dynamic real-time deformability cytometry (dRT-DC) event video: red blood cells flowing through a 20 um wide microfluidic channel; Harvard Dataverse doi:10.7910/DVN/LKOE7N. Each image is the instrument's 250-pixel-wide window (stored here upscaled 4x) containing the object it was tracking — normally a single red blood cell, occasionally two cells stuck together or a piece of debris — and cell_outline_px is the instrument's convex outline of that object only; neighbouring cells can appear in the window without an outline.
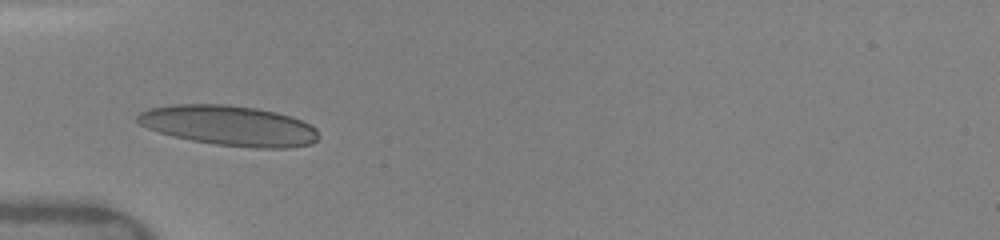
{"species": "human", "species_latin": "Homo sapiens", "temperature_condition": "warm", "stored_images_in_passage": 32, "camera_frame_rate_fps": 3000, "um_per_image_px": 0.085, "donor": {"sex": "female"}, "frame": {"image": 1, "passage_image": 1, "time_ms": 0.0, "image_size_px": [1000, 240], "cell_outline_px": [[320, 136], [312, 144], [288, 148], [256, 148], [216, 144], [192, 140], [172, 136], [148, 128], [140, 124], [136, 120], [136, 116], [140, 112], [148, 108], [172, 104], [228, 104], [256, 108], [276, 112], [292, 116], [316, 128]], "centroid_in_image_um": [19.48, 10.67], "position_along_channel_um": 65.5, "area_um2": 42.48}}
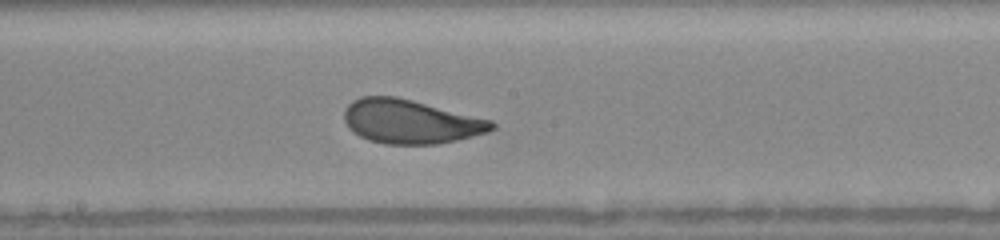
{"frame": {"image": 2, "passage_image": 18, "time_ms": 3.667, "image_size_px": [1000, 240], "cell_outline_px": [[496, 128], [488, 132], [456, 140], [436, 144], [384, 144], [368, 140], [352, 132], [348, 128], [344, 120], [344, 108], [352, 100], [360, 96], [396, 96], [492, 120], [496, 124]], "centroid_in_image_um": [34.86, 10.33], "position_along_channel_um": 213.3, "area_um2": 37.97}}
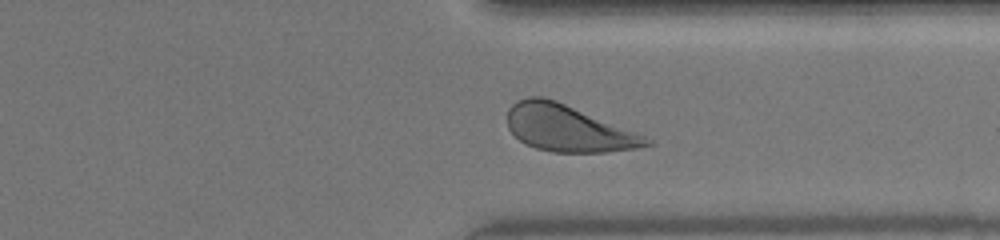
{"frame": {"image": 3, "passage_image": 26, "time_ms": 7.333, "image_size_px": [1000, 240], "cell_outline_px": [[652, 144], [640, 148], [608, 152], [552, 152], [536, 148], [520, 140], [508, 128], [508, 108], [516, 100], [528, 96], [544, 96], [556, 100], [636, 132], [652, 140]], "centroid_in_image_um": [48.27, 10.9], "position_along_channel_um": 363.1, "area_um2": 37.57}, "authors_computed_cell_mechanics": {"area_um2": 38.0324, "velocity_mm_per_s": 4.0887, "shape_relaxation_time_tau1_ms": 2.7913, "shape_relaxation_time_tau2_ms": 0.7447, "deformation_change_tau1": 0.1281, "deformation_change_tau2": 0.0819}}